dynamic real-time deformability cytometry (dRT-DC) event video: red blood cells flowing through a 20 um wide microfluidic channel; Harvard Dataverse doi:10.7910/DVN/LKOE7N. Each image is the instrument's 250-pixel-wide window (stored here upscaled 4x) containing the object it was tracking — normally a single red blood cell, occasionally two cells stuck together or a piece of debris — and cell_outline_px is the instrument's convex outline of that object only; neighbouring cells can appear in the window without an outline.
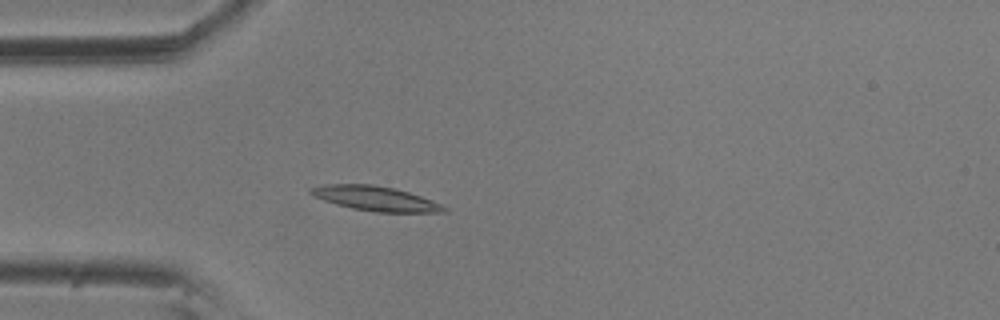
{"species": "common noctule bat (a hibernating species)", "species_latin": "Nyctalus noctula", "temperature_condition": "room temperature", "stored_images_in_passage": 3, "camera_frame_rate_fps": 3000, "um_per_image_px": 0.085, "animal": {"sex": "male", "body_mass_g": 20.5, "forearm_length_mm": 52.5}, "frame": {"image": 1, "passage_image": 3, "time_ms": 0.667, "image_size_px": [1000, 320], "cell_outline_px": [[448, 208], [444, 212], [376, 212], [352, 208], [336, 204], [312, 196], [308, 192], [308, 188], [324, 184], [372, 184], [396, 188], [432, 200]], "centroid_in_image_um": [31.87, 16.86], "position_along_channel_um": 53.1, "area_um2": 19.13}}